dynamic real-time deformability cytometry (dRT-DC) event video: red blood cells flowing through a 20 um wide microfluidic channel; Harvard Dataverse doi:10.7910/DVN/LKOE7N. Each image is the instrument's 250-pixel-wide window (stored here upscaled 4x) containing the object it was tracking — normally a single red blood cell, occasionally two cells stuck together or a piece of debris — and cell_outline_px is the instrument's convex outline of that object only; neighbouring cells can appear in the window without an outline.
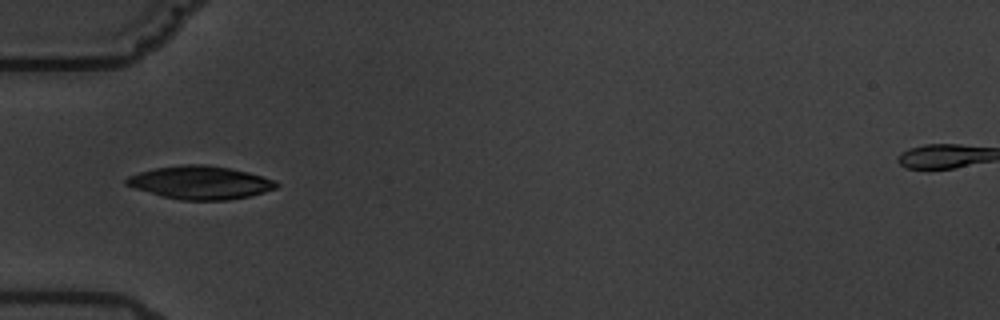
{"species": "common noctule bat (a hibernating species)", "species_latin": "Nyctalus noctula", "temperature_condition": "warm", "stored_images_in_passage": 12, "camera_frame_rate_fps": 3000, "um_per_image_px": 0.085, "animal": {"sex": "male", "body_mass_g": 19.5, "forearm_length_mm": 54.6}, "frame": {"image": 1, "passage_image": 1, "time_ms": 0.0, "image_size_px": [1000, 320], "cell_outline_px": [[280, 184], [276, 188], [252, 196], [228, 200], [180, 200], [164, 196], [136, 188], [124, 184], [124, 180], [128, 176], [140, 172], [156, 168], [180, 164], [204, 164], [228, 168], [248, 172], [276, 180]], "centroid_in_image_um": [17.06, 15.51], "position_along_channel_um": 67.9, "area_um2": 28.9}}
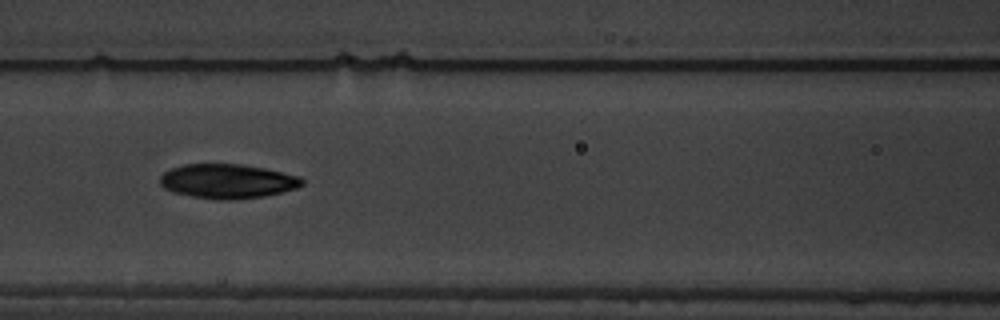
{"frame": {"image": 2, "passage_image": 3, "time_ms": 2.333, "image_size_px": [1000, 320], "cell_outline_px": [[304, 184], [296, 188], [264, 196], [232, 200], [216, 200], [192, 196], [172, 192], [164, 188], [160, 184], [160, 176], [164, 172], [172, 168], [184, 164], [240, 164], [264, 168], [300, 176], [304, 180]], "centroid_in_image_um": [19.32, 15.4], "position_along_channel_um": 147.3, "area_um2": 28.5}}
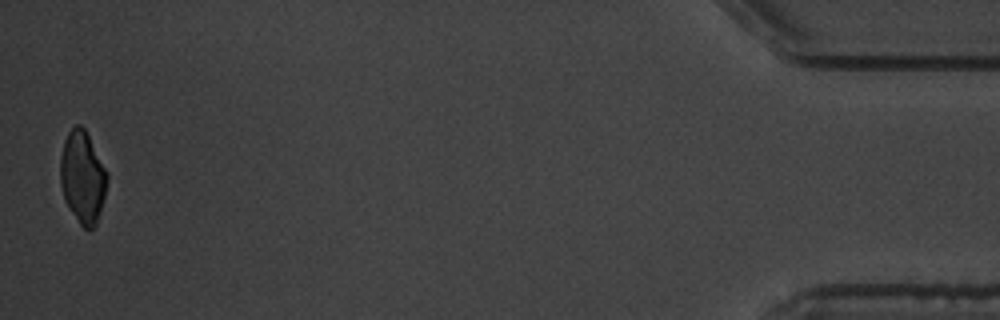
{"frame": {"image": 3, "passage_image": 12, "time_ms": 13.0, "image_size_px": [1000, 320], "cell_outline_px": [[108, 176], [104, 196], [96, 224], [92, 228], [84, 228], [80, 224], [68, 208], [64, 200], [60, 184], [60, 156], [64, 140], [68, 132], [76, 124], [80, 124], [84, 128], [108, 172]], "centroid_in_image_um": [7.0, 15.04], "position_along_channel_um": 428.2, "area_um2": 25.09}, "authors_computed_cell_mechanics": {"area_um2": 28.5821, "velocity_mm_per_s": 3.4314, "shape_relaxation_time_tau1_ms": 3.1726, "shape_relaxation_time_tau2_ms": 5.9819, "deformation_change_tau1": 0.0794, "deformation_change_tau2": 0.1139}}